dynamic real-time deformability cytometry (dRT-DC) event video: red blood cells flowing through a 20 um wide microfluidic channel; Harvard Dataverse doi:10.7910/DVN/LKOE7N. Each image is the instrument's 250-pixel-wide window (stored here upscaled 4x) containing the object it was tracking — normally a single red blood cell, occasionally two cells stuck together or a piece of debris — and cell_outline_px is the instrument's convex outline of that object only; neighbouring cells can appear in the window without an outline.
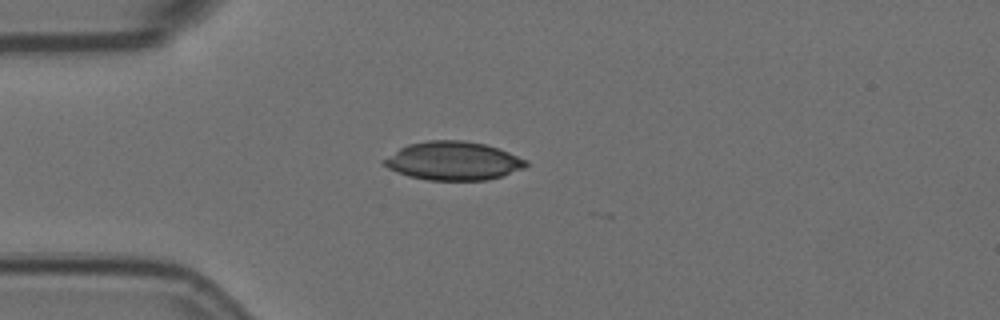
{"species": "Egyptian fruit bat (a non-hibernating species)", "species_latin": "Rousettus aegyptiacus", "temperature_condition": "room temperature", "stored_images_in_passage": 2, "camera_frame_rate_fps": 3000, "um_per_image_px": 0.085, "animal": {"sex": "female"}, "frame": {"image": 1, "passage_image": 1, "time_ms": 0.0, "image_size_px": [1000, 320], "cell_outline_px": [[528, 164], [524, 168], [504, 176], [488, 180], [428, 180], [408, 176], [396, 172], [380, 164], [380, 160], [400, 148], [408, 144], [428, 140], [464, 140], [484, 144], [508, 152], [528, 160]], "centroid_in_image_um": [38.5, 13.68], "position_along_channel_um": 46.5, "area_um2": 32.14}}